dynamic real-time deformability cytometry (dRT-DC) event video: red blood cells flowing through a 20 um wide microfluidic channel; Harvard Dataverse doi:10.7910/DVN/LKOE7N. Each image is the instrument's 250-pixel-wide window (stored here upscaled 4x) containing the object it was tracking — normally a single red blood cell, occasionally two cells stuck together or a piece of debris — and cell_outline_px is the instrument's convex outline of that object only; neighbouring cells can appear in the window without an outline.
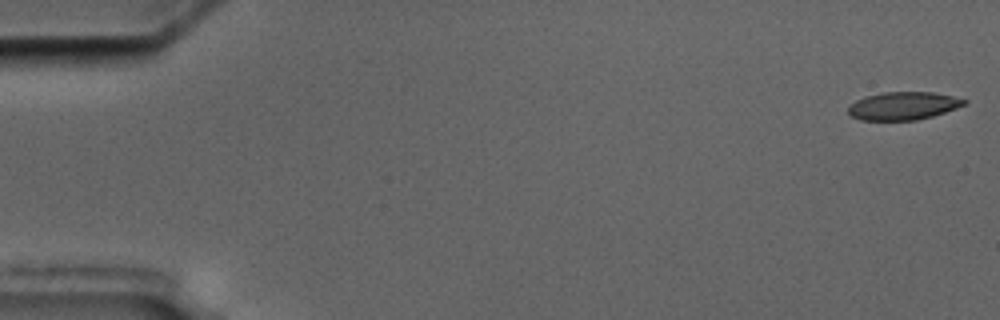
{"species": "common noctule bat (a hibernating species)", "species_latin": "Nyctalus noctula", "temperature_condition": "cold", "stored_images_in_passage": 4, "camera_frame_rate_fps": 3000, "um_per_image_px": 0.085, "animal": {"sex": "male", "body_mass_g": 17.5, "forearm_length_mm": 52.3}, "frame": {"image": 1, "passage_image": 1, "time_ms": 0.0, "image_size_px": [1000, 320], "cell_outline_px": [[968, 100], [964, 104], [956, 108], [932, 116], [916, 120], [860, 120], [852, 116], [848, 112], [848, 104], [864, 96], [884, 92], [932, 92], [952, 96]], "centroid_in_image_um": [76.73, 8.99], "position_along_channel_um": 8.3, "area_um2": 18.84}}